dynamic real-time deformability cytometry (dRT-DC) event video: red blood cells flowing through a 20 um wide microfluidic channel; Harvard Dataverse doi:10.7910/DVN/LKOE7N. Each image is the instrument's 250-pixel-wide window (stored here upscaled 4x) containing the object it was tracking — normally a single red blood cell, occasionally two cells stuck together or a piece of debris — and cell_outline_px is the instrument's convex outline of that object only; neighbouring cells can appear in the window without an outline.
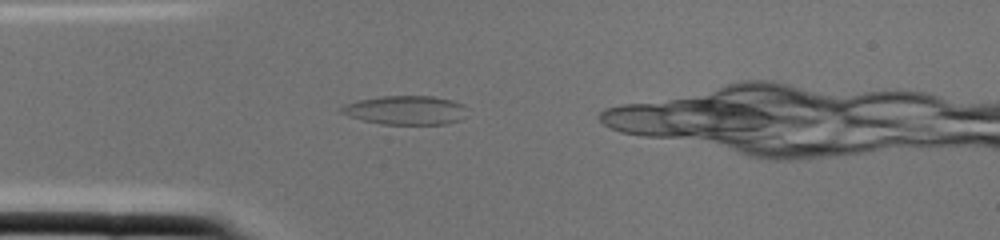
{"species": "common noctule bat (a hibernating species)", "species_latin": "Nyctalus noctula", "temperature_condition": "cold", "stored_images_in_passage": 2, "camera_frame_rate_fps": 3000, "um_per_image_px": 0.085, "animal": {"sex": "female", "body_mass_g": 22.0, "forearm_length_mm": 56.7}, "frame": {"image": 1, "passage_image": 1, "time_ms": 0.0, "image_size_px": [1000, 240], "cell_outline_px": [[464, 116], [460, 120], [444, 124], [380, 124], [348, 116], [340, 112], [340, 108], [344, 104], [360, 100], [380, 96], [432, 96], [452, 100], [464, 104]], "centroid_in_image_um": [34.46, 9.36], "position_along_channel_um": 50.5, "area_um2": 21.1}}